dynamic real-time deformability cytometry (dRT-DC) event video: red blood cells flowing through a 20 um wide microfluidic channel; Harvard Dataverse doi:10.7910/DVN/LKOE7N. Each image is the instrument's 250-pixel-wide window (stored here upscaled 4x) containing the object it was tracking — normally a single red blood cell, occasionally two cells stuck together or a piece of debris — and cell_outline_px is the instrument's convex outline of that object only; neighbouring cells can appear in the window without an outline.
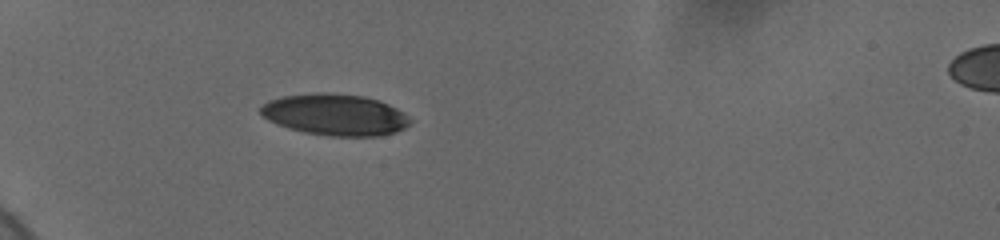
{"species": "human", "species_latin": "Homo sapiens", "temperature_condition": "cold", "stored_images_in_passage": 22, "camera_frame_rate_fps": 3000, "um_per_image_px": 0.085, "donor": {"sex": "female"}, "frame": {"image": 1, "passage_image": 4, "time_ms": 2.0, "image_size_px": [1000, 240], "cell_outline_px": [[412, 120], [404, 128], [396, 132], [380, 136], [328, 136], [304, 132], [288, 128], [276, 124], [268, 120], [260, 112], [260, 108], [268, 100], [284, 96], [312, 92], [332, 92], [364, 96], [380, 100], [404, 112]], "centroid_in_image_um": [28.49, 9.74], "position_along_channel_um": 56.5, "area_um2": 36.41}}
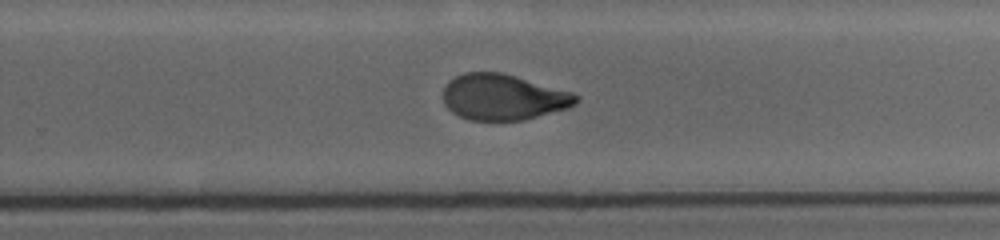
{"frame": {"image": 2, "passage_image": 14, "time_ms": 9.0, "image_size_px": [1000, 240], "cell_outline_px": [[580, 100], [568, 108], [524, 120], [468, 120], [452, 112], [444, 104], [444, 88], [448, 80], [464, 72], [500, 72], [516, 76], [572, 92], [580, 96]], "centroid_in_image_um": [42.77, 8.25], "position_along_channel_um": 287.0, "area_um2": 35.55}}
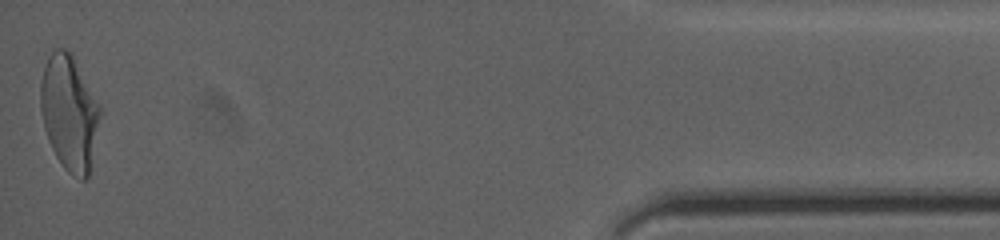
{"frame": {"image": 3, "passage_image": 22, "time_ms": 14.667, "image_size_px": [1000, 240], "cell_outline_px": [[100, 112], [88, 176], [84, 180], [80, 180], [72, 176], [64, 168], [56, 156], [48, 140], [44, 128], [40, 108], [40, 84], [44, 68], [52, 52], [56, 48], [64, 48], [72, 52], [100, 108]], "centroid_in_image_um": [5.86, 9.57], "position_along_channel_um": 429.3, "area_um2": 39.3}, "authors_computed_cell_mechanics": {"area_um2": 37.2521, "velocity_mm_per_s": 3.6727, "shape_relaxation_time_tau1_ms": 6.1836, "shape_relaxation_time_tau2_ms": 2.0055, "deformation_change_tau1": 0.1911, "deformation_change_tau2": 0.0721}}